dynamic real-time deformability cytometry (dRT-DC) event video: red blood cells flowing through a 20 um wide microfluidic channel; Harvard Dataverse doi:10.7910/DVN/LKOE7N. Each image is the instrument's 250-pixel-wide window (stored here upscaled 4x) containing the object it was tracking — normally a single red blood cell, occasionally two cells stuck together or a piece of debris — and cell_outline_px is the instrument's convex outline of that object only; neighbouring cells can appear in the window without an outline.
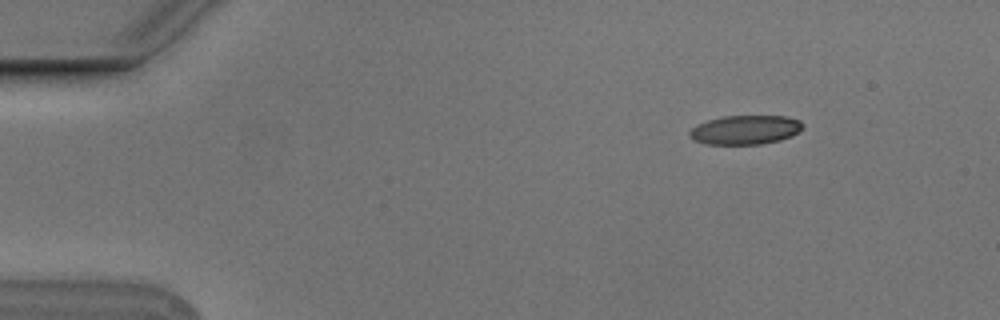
{"species": "Egyptian fruit bat (a non-hibernating species)", "species_latin": "Rousettus aegyptiacus", "temperature_condition": "cold", "stored_images_in_passage": 5, "camera_frame_rate_fps": 3000, "um_per_image_px": 0.085, "animal": {"sex": "male"}, "frame": {"image": 1, "passage_image": 1, "time_ms": 0.0, "image_size_px": [1000, 320], "cell_outline_px": [[804, 128], [800, 132], [792, 136], [780, 140], [760, 144], [704, 144], [692, 140], [688, 136], [688, 132], [696, 124], [708, 120], [724, 116], [788, 116], [800, 120], [804, 124]], "centroid_in_image_um": [63.36, 11.04], "position_along_channel_um": 21.6, "area_um2": 19.54}}
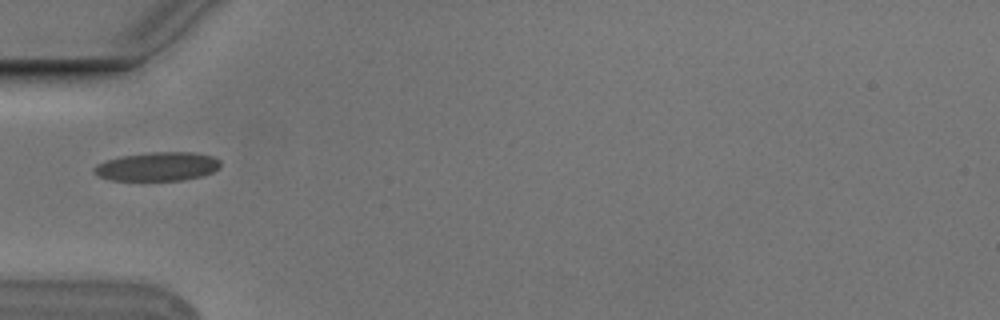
{"frame": {"image": 2, "passage_image": 4, "time_ms": 1.0, "image_size_px": [1000, 320], "cell_outline_px": [[220, 168], [204, 176], [184, 180], [112, 180], [100, 176], [92, 172], [92, 168], [96, 164], [120, 156], [152, 152], [192, 152], [212, 156], [220, 160]], "centroid_in_image_um": [13.4, 14.15], "position_along_channel_um": 71.6, "area_um2": 21.27}}